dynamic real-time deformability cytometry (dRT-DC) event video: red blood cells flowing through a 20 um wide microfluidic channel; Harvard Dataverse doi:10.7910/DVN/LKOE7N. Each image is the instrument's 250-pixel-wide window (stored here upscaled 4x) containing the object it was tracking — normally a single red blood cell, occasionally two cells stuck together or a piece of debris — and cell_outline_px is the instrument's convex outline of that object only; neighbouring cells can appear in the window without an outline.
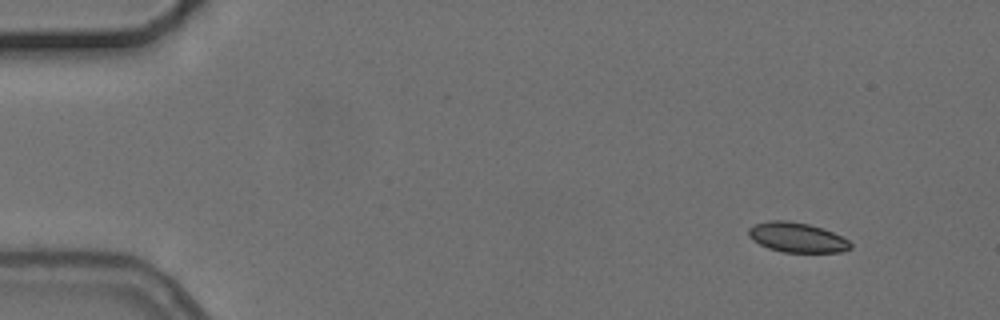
{"species": "common noctule bat (a hibernating species)", "species_latin": "Nyctalus noctula", "temperature_condition": "cold", "stored_images_in_passage": 5, "camera_frame_rate_fps": 3000, "um_per_image_px": 0.085, "animal": {"sex": "female", "body_mass_g": 24.6, "forearm_length_mm": 56.2}, "frame": {"image": 1, "passage_image": 1, "time_ms": 0.0, "image_size_px": [1000, 320], "cell_outline_px": [[852, 248], [840, 252], [784, 252], [768, 248], [752, 240], [748, 236], [748, 228], [756, 224], [768, 220], [788, 220], [808, 224], [832, 232], [848, 240], [852, 244]], "centroid_in_image_um": [67.72, 20.18], "position_along_channel_um": 17.3, "area_um2": 17.63}}
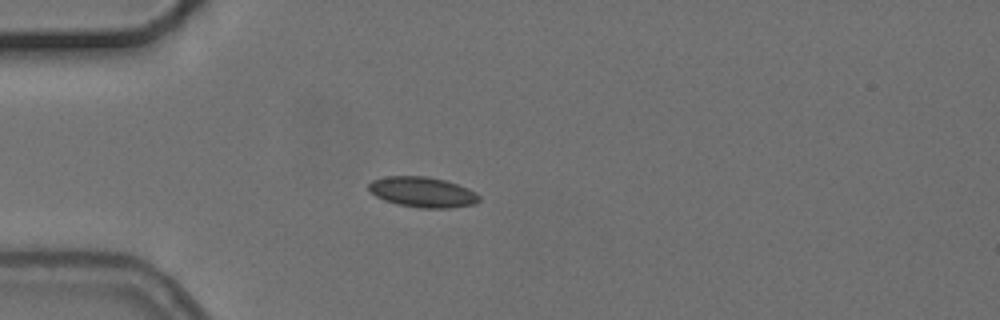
{"frame": {"image": 2, "passage_image": 4, "time_ms": 3.333, "image_size_px": [1000, 320], "cell_outline_px": [[480, 200], [476, 204], [452, 208], [420, 208], [396, 204], [384, 200], [376, 196], [368, 188], [368, 184], [372, 180], [384, 176], [424, 176], [444, 180], [468, 188], [476, 192], [480, 196]], "centroid_in_image_um": [35.93, 16.33], "position_along_channel_um": 49.1, "area_um2": 19.65}}